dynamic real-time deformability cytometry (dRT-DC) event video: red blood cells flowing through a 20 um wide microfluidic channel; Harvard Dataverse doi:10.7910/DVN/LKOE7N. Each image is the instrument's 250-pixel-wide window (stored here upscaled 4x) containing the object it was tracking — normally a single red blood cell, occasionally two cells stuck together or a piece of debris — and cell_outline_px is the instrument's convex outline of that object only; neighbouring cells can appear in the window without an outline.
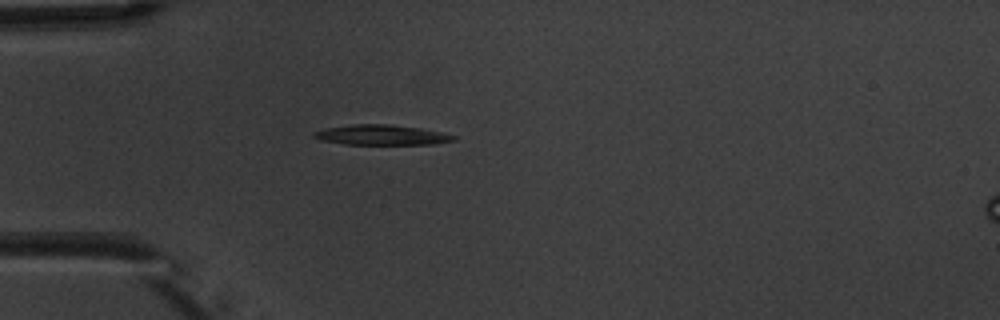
{"species": "common noctule bat (a hibernating species)", "species_latin": "Nyctalus noctula", "temperature_condition": "warm", "stored_images_in_passage": 4, "camera_frame_rate_fps": 3000, "um_per_image_px": 0.085, "animal": {"sex": "male", "body_mass_g": 20.1, "forearm_length_mm": 53.5}, "frame": {"image": 1, "passage_image": 4, "time_ms": 3.333, "image_size_px": [1000, 320], "cell_outline_px": [[456, 140], [436, 144], [344, 144], [320, 140], [312, 136], [312, 132], [324, 128], [352, 124], [388, 124], [420, 128], [440, 132], [456, 136]], "centroid_in_image_um": [32.39, 11.47], "position_along_channel_um": 52.6, "area_um2": 16.42}}